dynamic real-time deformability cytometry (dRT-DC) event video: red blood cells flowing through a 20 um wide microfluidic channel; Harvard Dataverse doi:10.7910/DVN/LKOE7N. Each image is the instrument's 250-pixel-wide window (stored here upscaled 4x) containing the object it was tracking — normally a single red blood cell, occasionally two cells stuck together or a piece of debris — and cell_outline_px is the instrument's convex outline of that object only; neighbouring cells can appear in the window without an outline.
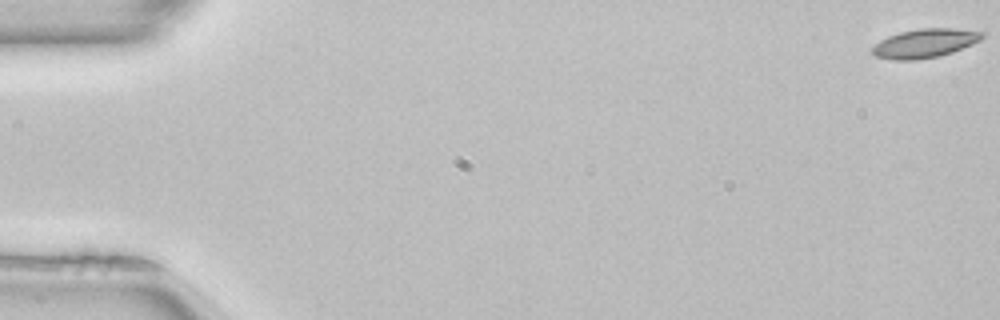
{"species": "common noctule bat (a hibernating species)", "species_latin": "Nyctalus noctula", "temperature_condition": "room temperature", "stored_images_in_passage": 52, "camera_frame_rate_fps": 3000, "um_per_image_px": 0.085, "animal": {"sex": "female", "body_mass_g": 22.7, "forearm_length_mm": 54.2}, "frame": {"image": 1, "passage_image": 1, "time_ms": 0.0, "image_size_px": [1000, 320], "cell_outline_px": [[984, 36], [980, 40], [972, 44], [952, 52], [940, 56], [916, 60], [892, 60], [876, 56], [872, 52], [872, 48], [880, 40], [888, 36], [900, 32], [920, 28], [952, 28], [984, 32]], "centroid_in_image_um": [78.61, 3.68], "position_along_channel_um": 6.4, "area_um2": 18.44}}
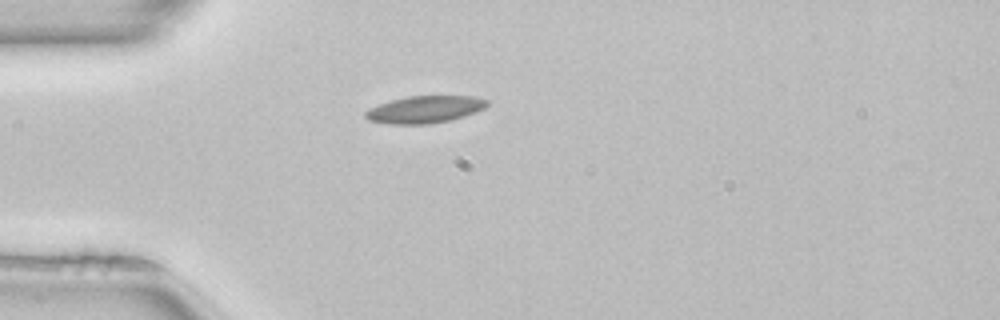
{"frame": {"image": 2, "passage_image": 15, "time_ms": 4.667, "image_size_px": [1000, 320], "cell_outline_px": [[488, 104], [484, 108], [476, 112], [464, 116], [448, 120], [428, 124], [392, 124], [368, 120], [364, 116], [364, 112], [380, 104], [392, 100], [408, 96], [476, 96], [488, 100]], "centroid_in_image_um": [36.13, 9.3], "position_along_channel_um": 48.9, "area_um2": 19.07}}
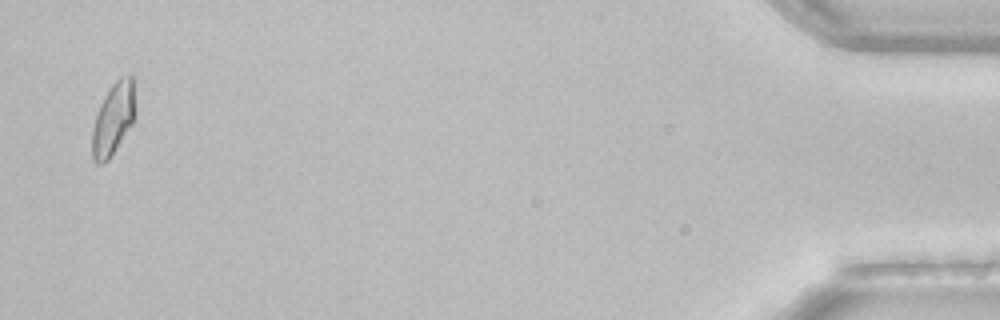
{"frame": {"image": 3, "passage_image": 51, "time_ms": 16.667, "image_size_px": [1000, 320], "cell_outline_px": [[136, 76], [132, 124], [108, 160], [100, 164], [96, 164], [92, 160], [92, 128], [96, 112], [104, 96], [112, 84], [120, 76]], "centroid_in_image_um": [9.61, 10.07], "position_along_channel_um": 425.6, "area_um2": 18.21}, "authors_computed_cell_mechanics": {"area_um2": 18.1492, "velocity_mm_per_s": 4.0116, "shape_relaxation_time_tau1_ms": 5.8048, "shape_relaxation_time_tau2_ms": 4.7564, "deformation_change_tau1": 0.1338, "deformation_change_tau2": 0.0988}}